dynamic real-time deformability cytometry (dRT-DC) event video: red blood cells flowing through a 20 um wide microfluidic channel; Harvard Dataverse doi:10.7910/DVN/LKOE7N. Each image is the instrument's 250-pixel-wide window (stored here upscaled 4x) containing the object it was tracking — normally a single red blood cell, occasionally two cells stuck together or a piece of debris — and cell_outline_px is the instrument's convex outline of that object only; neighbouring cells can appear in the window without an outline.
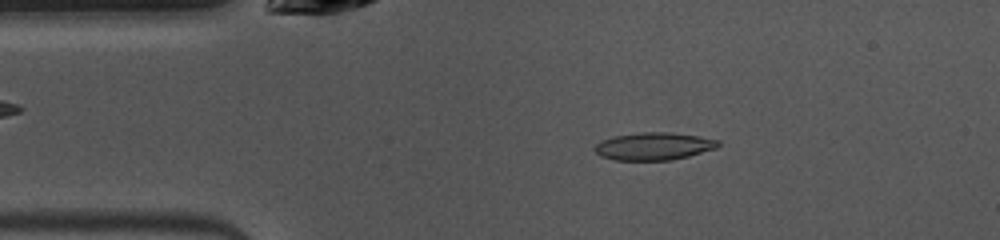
{"species": "common noctule bat (a hibernating species)", "species_latin": "Nyctalus noctula", "temperature_condition": "warm", "stored_images_in_passage": 38, "camera_frame_rate_fps": 3000, "um_per_image_px": 0.085, "animal": {"sex": "female", "body_mass_g": 10.0, "forearm_length_mm": 53.1}, "frame": {"image": 1, "passage_image": 3, "time_ms": 0.667, "image_size_px": [1000, 240], "cell_outline_px": [[720, 144], [716, 148], [688, 156], [672, 160], [616, 160], [600, 156], [592, 148], [600, 140], [612, 136], [640, 132], [668, 132], [700, 136], [720, 140]], "centroid_in_image_um": [55.54, 12.42], "position_along_channel_um": 29.5, "area_um2": 20.0}}
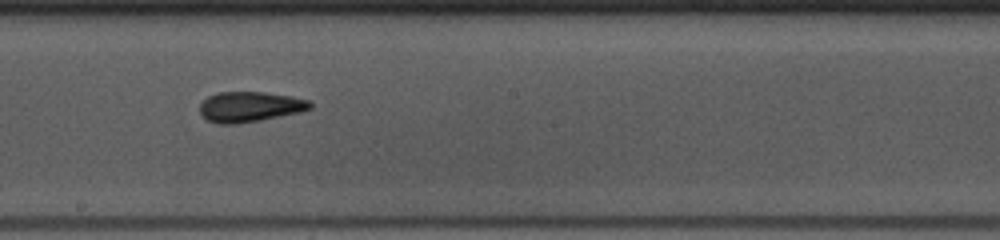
{"frame": {"image": 2, "passage_image": 20, "time_ms": 6.333, "image_size_px": [1000, 240], "cell_outline_px": [[312, 108], [300, 112], [260, 120], [236, 124], [216, 124], [200, 116], [200, 104], [208, 96], [220, 92], [264, 92], [288, 96], [308, 100], [312, 104]], "centroid_in_image_um": [21.2, 9.08], "position_along_channel_um": 227.0, "area_um2": 19.42}}
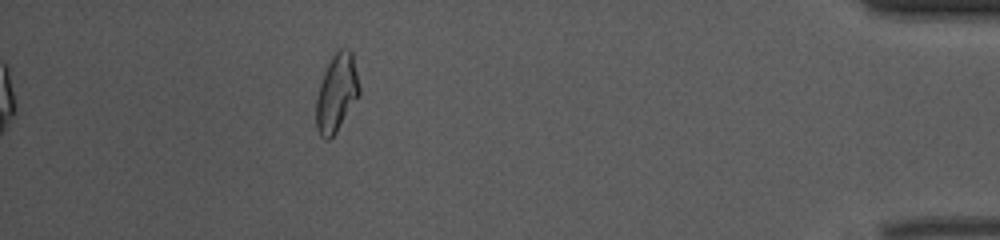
{"frame": {"image": 3, "passage_image": 38, "time_ms": 12.333, "image_size_px": [1000, 240], "cell_outline_px": [[360, 96], [336, 132], [328, 140], [324, 140], [320, 136], [316, 128], [316, 96], [324, 72], [336, 48], [348, 48], [352, 52], [360, 88]], "centroid_in_image_um": [28.61, 7.9], "position_along_channel_um": 406.6, "area_um2": 19.77}, "authors_computed_cell_mechanics": {"area_um2": 19.2763, "velocity_mm_per_s": 3.9783, "shape_relaxation_time_tau1_ms": 5.1518, "shape_relaxation_time_tau2_ms": 2.9568, "deformation_change_tau1": 0.1633, "deformation_change_tau2": 0.1137}}